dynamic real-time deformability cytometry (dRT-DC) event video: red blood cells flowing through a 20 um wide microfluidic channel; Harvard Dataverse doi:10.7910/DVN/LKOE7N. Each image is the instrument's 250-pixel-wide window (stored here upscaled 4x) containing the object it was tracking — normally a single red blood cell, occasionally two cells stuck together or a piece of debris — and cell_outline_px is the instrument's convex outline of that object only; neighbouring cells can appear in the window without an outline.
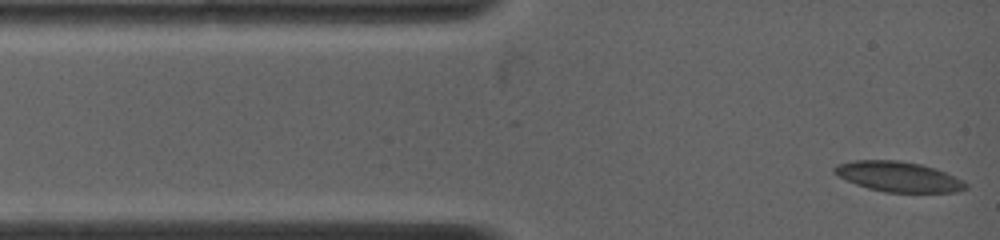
{"species": "common noctule bat (a hibernating species)", "species_latin": "Nyctalus noctula", "temperature_condition": "warm", "stored_images_in_passage": 42, "camera_frame_rate_fps": 4500, "um_per_image_px": 0.085, "animal": {"sex": "female", "body_mass_g": 19.0, "forearm_length_mm": 53.3}, "frame": {"image": 1, "passage_image": 1, "time_ms": 0.0, "image_size_px": [1000, 240], "cell_outline_px": [[968, 188], [956, 192], [884, 192], [868, 188], [856, 184], [832, 172], [832, 168], [836, 164], [856, 160], [900, 160], [920, 164], [944, 172], [964, 180], [968, 184]], "centroid_in_image_um": [76.37, 15.01], "position_along_channel_um": 8.6, "area_um2": 23.0}}
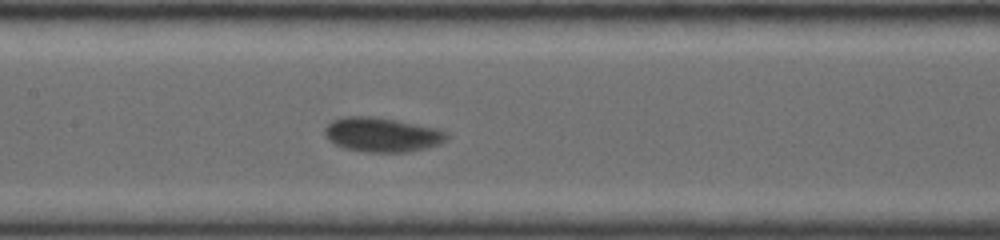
{"frame": {"image": 2, "passage_image": 18, "time_ms": 5.556, "image_size_px": [1000, 240], "cell_outline_px": [[448, 136], [440, 144], [428, 148], [408, 152], [368, 152], [344, 148], [328, 140], [324, 132], [324, 128], [332, 120], [348, 116], [368, 116], [396, 120], [440, 128], [448, 132]], "centroid_in_image_um": [32.5, 11.45], "position_along_channel_um": 174.9, "area_um2": 24.57}}
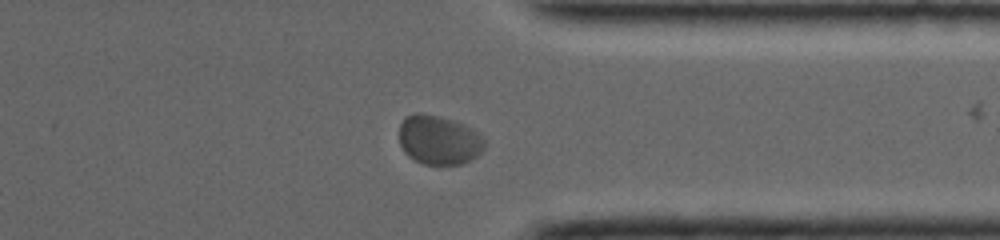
{"frame": {"image": 3, "passage_image": 35, "time_ms": 10.889, "image_size_px": [1000, 240], "cell_outline_px": [[484, 148], [476, 156], [460, 164], [424, 164], [408, 156], [404, 152], [400, 144], [400, 124], [408, 116], [416, 112], [420, 112], [456, 120], [484, 136]], "centroid_in_image_um": [37.3, 11.88], "position_along_channel_um": 374.1, "area_um2": 24.33}, "authors_computed_cell_mechanics": {"area_um2": 23.7847, "velocity_mm_per_s": 3.7699, "shape_relaxation_time_tau1_ms": 5.077, "shape_relaxation_time_tau2_ms": null, "deformation_change_tau1": 0.1157, "deformation_change_tau2": null}}